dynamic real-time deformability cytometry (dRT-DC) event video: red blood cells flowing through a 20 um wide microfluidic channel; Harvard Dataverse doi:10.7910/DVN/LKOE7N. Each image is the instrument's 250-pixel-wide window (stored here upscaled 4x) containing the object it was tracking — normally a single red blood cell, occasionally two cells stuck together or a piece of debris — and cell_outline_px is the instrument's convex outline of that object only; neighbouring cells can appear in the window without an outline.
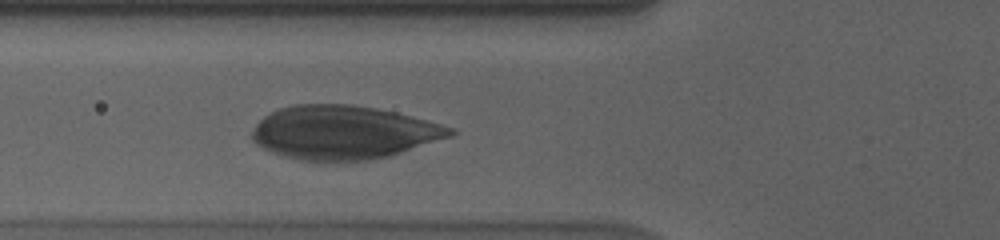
{"species": "human", "species_latin": "Homo sapiens", "temperature_condition": "cold", "stored_images_in_passage": 29, "camera_frame_rate_fps": 3000, "um_per_image_px": 0.085, "donor": {"sex": "male"}, "frame": {"image": 1, "passage_image": 3, "time_ms": 0.667, "image_size_px": [1000, 240], "cell_outline_px": [[456, 132], [452, 136], [388, 156], [368, 160], [300, 160], [284, 156], [272, 152], [256, 144], [252, 140], [252, 132], [256, 124], [264, 116], [280, 108], [296, 104], [352, 104], [376, 108], [396, 112], [412, 116], [440, 124], [452, 128]], "centroid_in_image_um": [29.18, 11.24], "position_along_channel_um": 96.6, "area_um2": 61.33}}
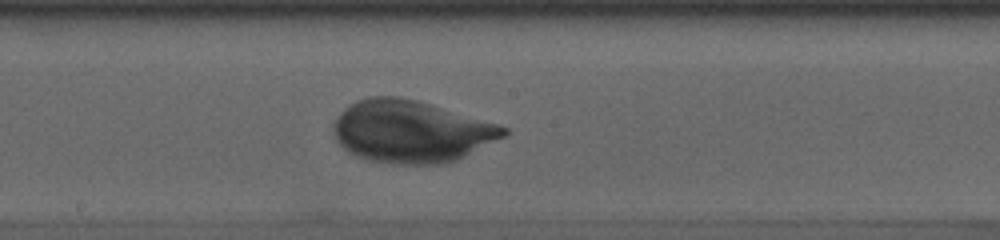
{"frame": {"image": 2, "passage_image": 13, "time_ms": 4.0, "image_size_px": [1000, 240], "cell_outline_px": [[508, 136], [456, 160], [444, 164], [388, 164], [364, 160], [348, 152], [336, 140], [332, 132], [332, 124], [336, 116], [348, 104], [356, 100], [368, 96], [396, 96], [416, 100], [500, 124], [508, 128]], "centroid_in_image_um": [34.92, 11.18], "position_along_channel_um": 213.3, "area_um2": 62.48}}
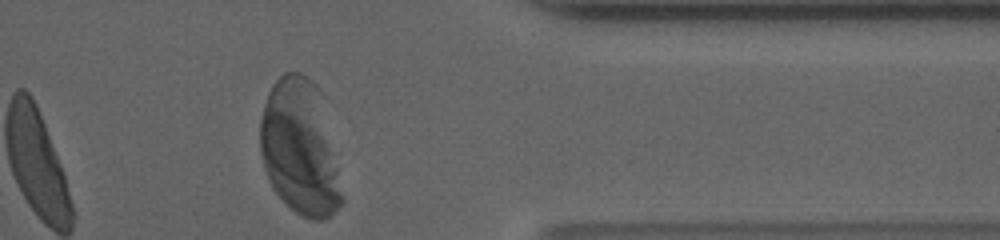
{"frame": {"image": 3, "passage_image": 29, "time_ms": 9.333, "image_size_px": [1000, 240], "cell_outline_px": [[344, 200], [324, 220], [312, 220], [296, 212], [272, 188], [268, 180], [264, 168], [260, 152], [260, 120], [264, 104], [268, 92], [272, 84], [284, 72], [300, 72], [308, 76], [320, 88], [324, 96], [344, 196]], "centroid_in_image_um": [25.52, 12.49], "position_along_channel_um": 385.9, "area_um2": 65.2}}